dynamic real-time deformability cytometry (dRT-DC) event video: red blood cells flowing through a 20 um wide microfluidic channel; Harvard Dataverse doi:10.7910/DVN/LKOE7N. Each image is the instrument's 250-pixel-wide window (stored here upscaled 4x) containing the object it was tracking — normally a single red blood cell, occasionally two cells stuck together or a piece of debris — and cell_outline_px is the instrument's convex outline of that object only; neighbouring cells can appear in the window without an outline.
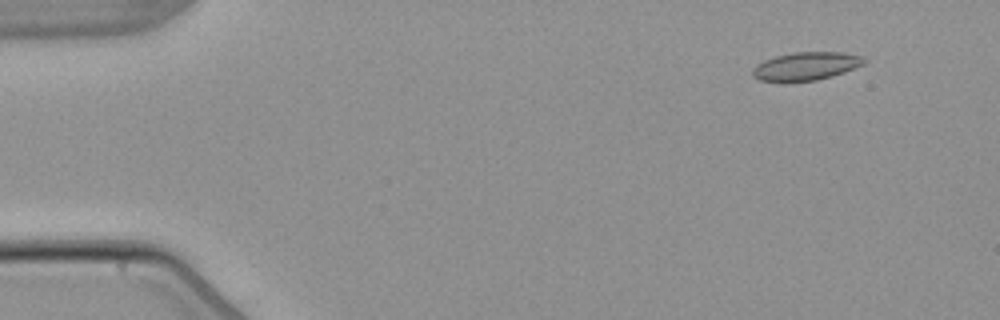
{"species": "common noctule bat (a hibernating species)", "species_latin": "Nyctalus noctula", "temperature_condition": "warm", "stored_images_in_passage": 5, "camera_frame_rate_fps": 3000, "um_per_image_px": 0.085, "animal": {"sex": "male", "body_mass_g": 21.5, "forearm_length_mm": 52.0}, "frame": {"image": 1, "passage_image": 2, "time_ms": 1.333, "image_size_px": [1000, 320], "cell_outline_px": [[868, 60], [864, 64], [844, 72], [832, 76], [816, 80], [760, 80], [752, 76], [752, 68], [756, 64], [764, 60], [776, 56], [792, 52], [844, 52], [864, 56]], "centroid_in_image_um": [68.55, 5.59], "position_along_channel_um": 16.4, "area_um2": 18.15}}